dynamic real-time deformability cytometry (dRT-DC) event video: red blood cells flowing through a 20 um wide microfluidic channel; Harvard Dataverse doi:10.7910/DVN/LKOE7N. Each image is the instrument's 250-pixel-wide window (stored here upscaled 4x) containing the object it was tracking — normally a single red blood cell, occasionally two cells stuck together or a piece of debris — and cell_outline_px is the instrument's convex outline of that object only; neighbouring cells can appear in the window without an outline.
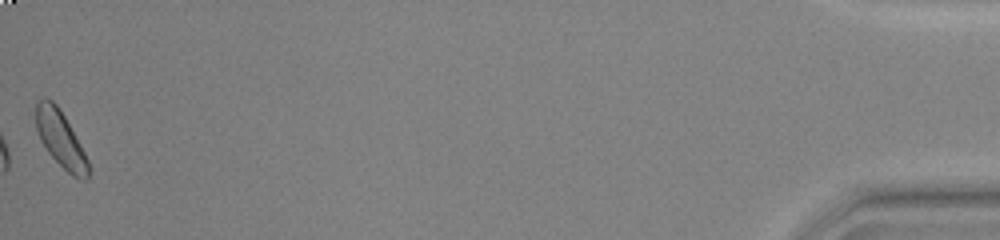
{"species": "common noctule bat (a hibernating species)", "species_latin": "Nyctalus noctula", "temperature_condition": "warm", "stored_images_in_passage": 40, "camera_frame_rate_fps": 3000, "um_per_image_px": 0.085, "animal": {"sex": "female", "body_mass_g": 23.0, "forearm_length_mm": 53.4}, "frame": {"image": 1, "passage_image": 40, "time_ms": 13.0, "image_size_px": [1000, 240], "cell_outline_px": [[88, 180], [80, 180], [72, 176], [48, 152], [40, 140], [36, 128], [36, 100], [52, 100], [56, 104], [64, 116], [80, 144], [88, 160]], "centroid_in_image_um": [5.15, 11.85], "position_along_channel_um": 430.1, "area_um2": 16.76}, "authors_computed_cell_mechanics": {"area_um2": 16.7042, "velocity_mm_per_s": 3.9528, "shape_relaxation_time_tau1_ms": 4.1776, "shape_relaxation_time_tau2_ms": null, "deformation_change_tau1": 0.0795, "deformation_change_tau2": null}}